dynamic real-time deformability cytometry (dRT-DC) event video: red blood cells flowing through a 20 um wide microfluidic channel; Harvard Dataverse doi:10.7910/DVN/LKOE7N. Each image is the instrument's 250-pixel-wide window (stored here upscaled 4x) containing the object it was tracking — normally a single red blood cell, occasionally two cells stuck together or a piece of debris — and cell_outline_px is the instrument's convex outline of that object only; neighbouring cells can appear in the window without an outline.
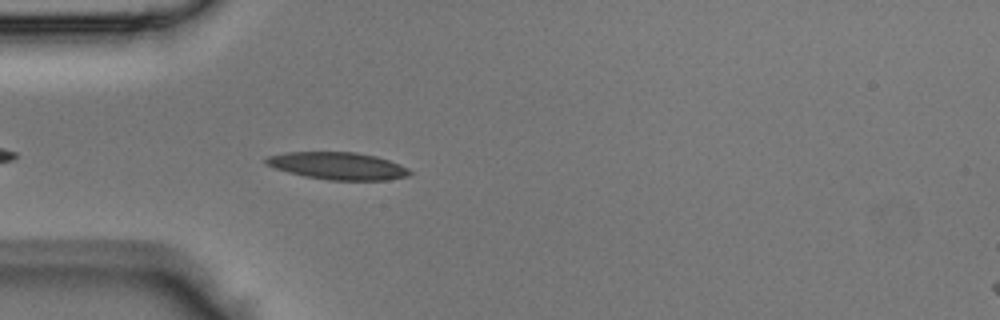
{"species": "Egyptian fruit bat (a non-hibernating species)", "species_latin": "Rousettus aegyptiacus", "temperature_condition": "room temperature", "stored_images_in_passage": 12, "camera_frame_rate_fps": 3000, "um_per_image_px": 0.085, "animal": {"sex": "male"}, "frame": {"image": 1, "passage_image": 4, "time_ms": 1.0, "image_size_px": [1000, 320], "cell_outline_px": [[412, 172], [408, 176], [388, 180], [328, 180], [304, 176], [288, 172], [264, 164], [264, 156], [284, 152], [356, 152], [376, 156], [400, 164], [408, 168]], "centroid_in_image_um": [28.68, 14.09], "position_along_channel_um": 56.3, "area_um2": 23.06}}
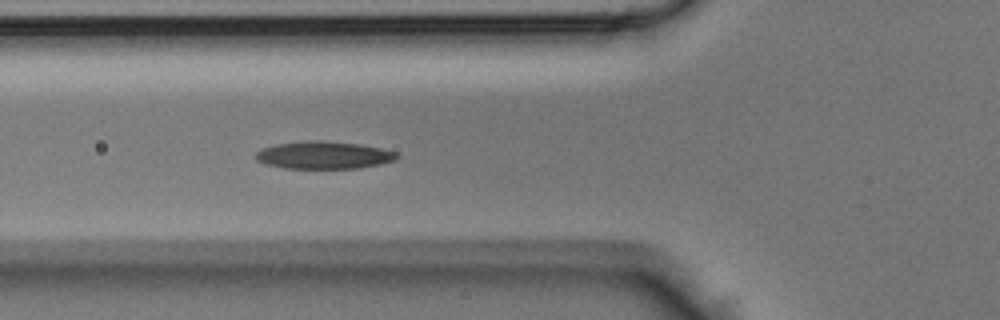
{"frame": {"image": 2, "passage_image": 7, "time_ms": 2.0, "image_size_px": [1000, 320], "cell_outline_px": [[400, 156], [396, 160], [380, 164], [360, 168], [284, 168], [264, 164], [256, 160], [256, 152], [260, 148], [276, 144], [300, 140], [324, 140], [360, 144], [380, 148], [396, 152]], "centroid_in_image_um": [27.5, 13.17], "position_along_channel_um": 98.3, "area_um2": 22.95}}
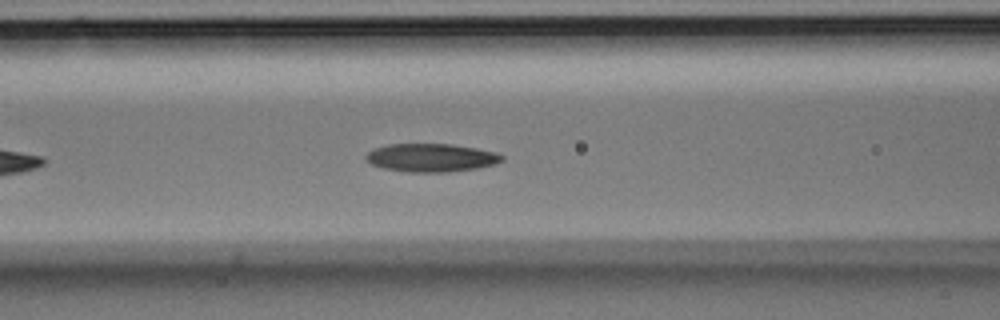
{"frame": {"image": 3, "passage_image": 9, "time_ms": 2.667, "image_size_px": [1000, 320], "cell_outline_px": [[504, 160], [496, 164], [476, 168], [448, 172], [412, 172], [384, 168], [372, 164], [364, 156], [372, 148], [388, 144], [452, 144], [476, 148], [496, 152], [504, 156]], "centroid_in_image_um": [36.67, 13.39], "position_along_channel_um": 129.9, "area_um2": 22.37}}